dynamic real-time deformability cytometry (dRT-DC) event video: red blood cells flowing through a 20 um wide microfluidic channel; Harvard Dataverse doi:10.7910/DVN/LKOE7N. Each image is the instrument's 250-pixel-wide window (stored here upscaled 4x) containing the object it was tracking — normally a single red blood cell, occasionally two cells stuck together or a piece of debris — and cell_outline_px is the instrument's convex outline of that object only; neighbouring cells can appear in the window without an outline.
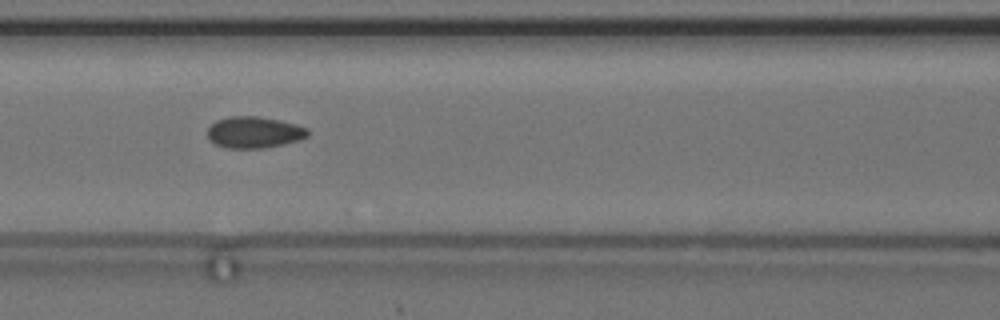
{"species": "common noctule bat (a hibernating species)", "species_latin": "Nyctalus noctula", "temperature_condition": "cold", "stored_images_in_passage": 35, "camera_frame_rate_fps": 3000, "um_per_image_px": 0.085, "animal": {"sex": "female", "body_mass_g": 24.6, "forearm_length_mm": 56.2}, "frame": {"image": 1, "passage_image": 25, "time_ms": 8.0, "image_size_px": [1000, 320], "cell_outline_px": [[308, 136], [300, 140], [284, 144], [264, 148], [224, 148], [216, 144], [208, 136], [208, 128], [216, 120], [228, 116], [256, 116], [280, 120], [296, 124], [308, 128]], "centroid_in_image_um": [21.62, 11.24], "position_along_channel_um": 145.0, "area_um2": 18.44}}